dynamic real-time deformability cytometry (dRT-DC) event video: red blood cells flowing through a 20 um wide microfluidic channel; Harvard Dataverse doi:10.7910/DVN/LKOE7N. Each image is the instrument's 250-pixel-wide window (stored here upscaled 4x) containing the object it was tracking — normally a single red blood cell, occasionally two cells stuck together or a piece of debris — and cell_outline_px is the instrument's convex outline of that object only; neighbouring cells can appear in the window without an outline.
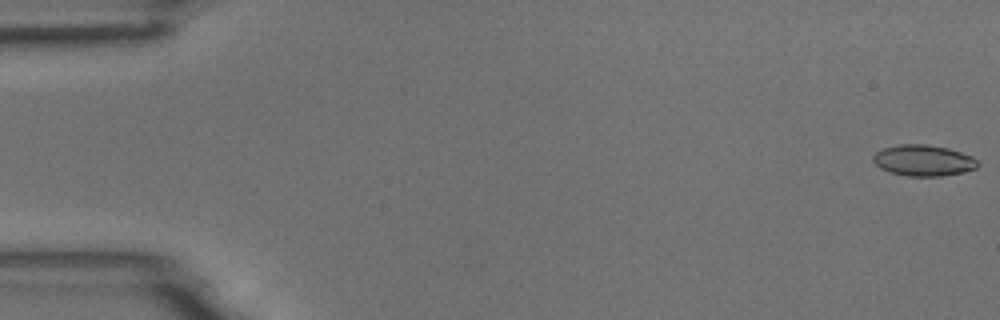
{"species": "common noctule bat (a hibernating species)", "species_latin": "Nyctalus noctula", "temperature_condition": "room temperature", "stored_images_in_passage": 53, "camera_frame_rate_fps": 3000, "um_per_image_px": 0.085, "animal": {"sex": "male", "body_mass_g": 18.8}, "frame": {"image": 1, "passage_image": 1, "time_ms": 0.0, "image_size_px": [1000, 320], "cell_outline_px": [[980, 164], [976, 168], [960, 172], [940, 176], [908, 176], [888, 172], [880, 168], [872, 160], [872, 156], [876, 152], [884, 148], [900, 144], [928, 144], [948, 148], [972, 156]], "centroid_in_image_um": [78.46, 13.63], "position_along_channel_um": 6.5, "area_um2": 18.9}}
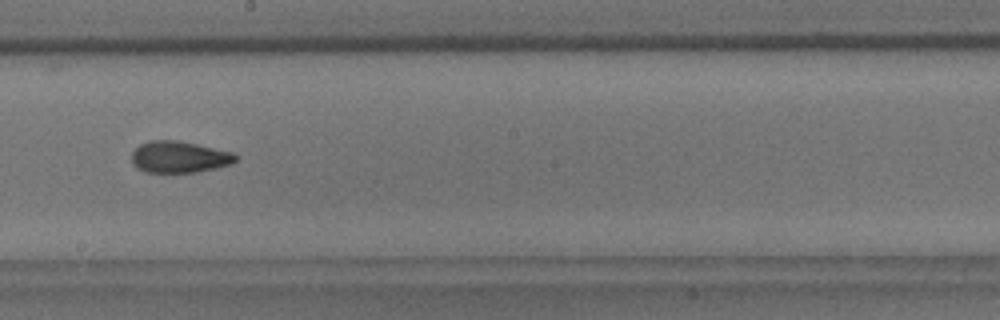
{"frame": {"image": 2, "passage_image": 31, "time_ms": 10.0, "image_size_px": [1000, 320], "cell_outline_px": [[240, 156], [232, 164], [216, 168], [196, 172], [144, 172], [136, 168], [132, 164], [132, 152], [140, 144], [148, 140], [176, 140], [236, 152]], "centroid_in_image_um": [15.26, 13.34], "position_along_channel_um": 232.9, "area_um2": 19.42}}
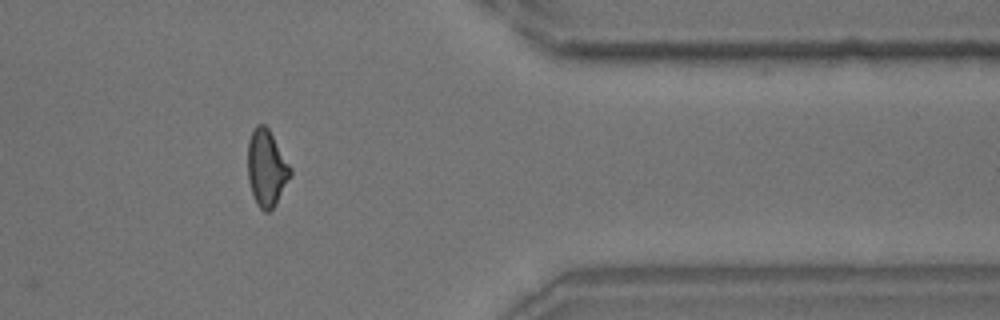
{"frame": {"image": 3, "passage_image": 45, "time_ms": 14.667, "image_size_px": [1000, 320], "cell_outline_px": [[292, 172], [276, 204], [268, 212], [264, 212], [256, 204], [248, 180], [248, 140], [256, 124], [264, 124], [268, 128], [292, 168]], "centroid_in_image_um": [22.65, 14.28], "position_along_channel_um": 388.7, "area_um2": 18.9}}